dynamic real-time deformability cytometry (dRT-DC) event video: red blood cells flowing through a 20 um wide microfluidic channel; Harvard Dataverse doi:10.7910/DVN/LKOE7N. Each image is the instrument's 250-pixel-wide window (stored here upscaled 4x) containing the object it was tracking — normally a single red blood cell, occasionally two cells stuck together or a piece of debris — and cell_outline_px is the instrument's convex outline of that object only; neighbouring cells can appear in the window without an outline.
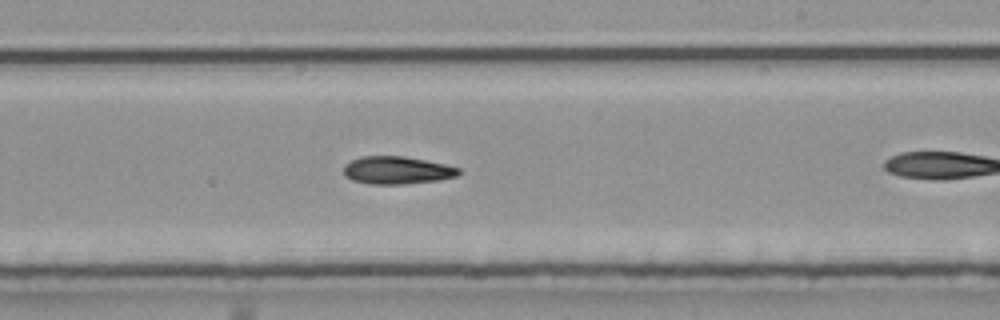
{"species": "common noctule bat (a hibernating species)", "species_latin": "Nyctalus noctula", "temperature_condition": "room temperature", "stored_images_in_passage": 27, "camera_frame_rate_fps": 3000, "um_per_image_px": 0.085, "animal": {"sex": "male", "body_mass_g": 20.4}, "frame": {"image": 1, "passage_image": 20, "time_ms": 6.333, "image_size_px": [1000, 320], "cell_outline_px": [[460, 172], [456, 176], [440, 180], [404, 184], [368, 184], [352, 180], [344, 176], [344, 164], [352, 160], [364, 156], [404, 156], [444, 164], [460, 168]], "centroid_in_image_um": [33.72, 14.48], "position_along_channel_um": 255.3, "area_um2": 18.55}}